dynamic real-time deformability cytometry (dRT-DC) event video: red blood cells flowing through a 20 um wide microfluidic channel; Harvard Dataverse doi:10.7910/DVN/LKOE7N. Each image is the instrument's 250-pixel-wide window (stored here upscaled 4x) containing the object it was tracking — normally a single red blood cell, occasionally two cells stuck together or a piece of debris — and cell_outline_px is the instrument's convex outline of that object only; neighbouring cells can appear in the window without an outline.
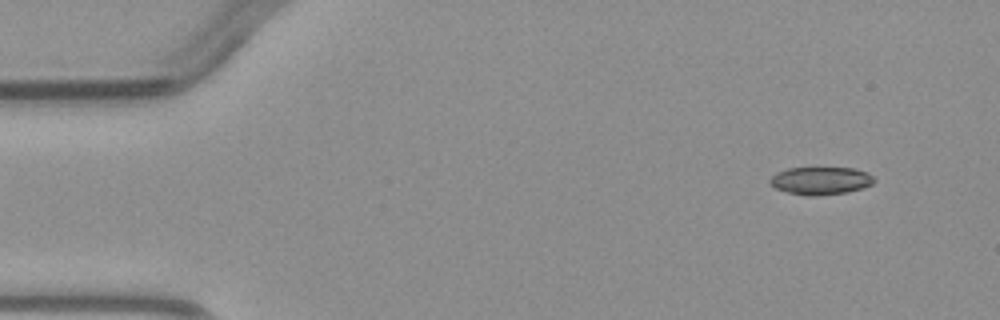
{"species": "common noctule bat (a hibernating species)", "species_latin": "Nyctalus noctula", "temperature_condition": "warm", "stored_images_in_passage": 5, "camera_frame_rate_fps": 3000, "um_per_image_px": 0.085, "animal": {"sex": "male", "body_mass_g": 23.1, "forearm_length_mm": 52.7}, "frame": {"image": 1, "passage_image": 1, "time_ms": 0.0, "image_size_px": [1000, 320], "cell_outline_px": [[876, 180], [872, 184], [864, 188], [848, 192], [816, 196], [804, 196], [788, 192], [776, 188], [768, 180], [776, 172], [788, 168], [856, 168], [872, 176]], "centroid_in_image_um": [69.76, 15.36], "position_along_channel_um": 15.2, "area_um2": 16.88}}
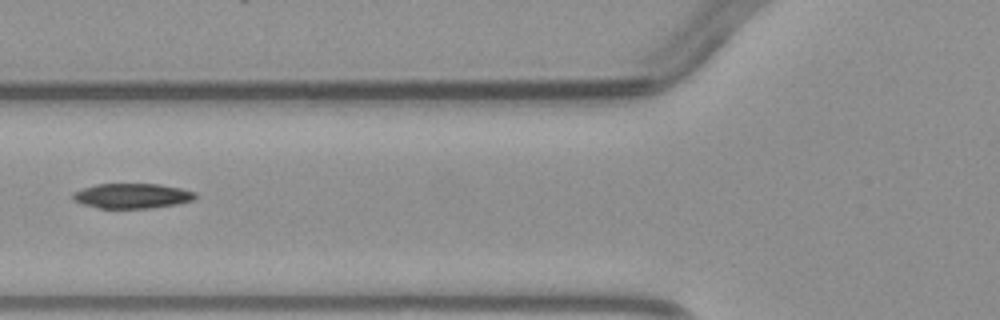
{"frame": {"image": 2, "passage_image": 5, "time_ms": 4.667, "image_size_px": [1000, 320], "cell_outline_px": [[196, 196], [192, 200], [176, 204], [148, 208], [100, 208], [84, 204], [76, 200], [72, 196], [72, 192], [96, 184], [160, 184], [180, 188], [196, 192]], "centroid_in_image_um": [11.24, 16.64], "position_along_channel_um": 114.6, "area_um2": 17.57}}